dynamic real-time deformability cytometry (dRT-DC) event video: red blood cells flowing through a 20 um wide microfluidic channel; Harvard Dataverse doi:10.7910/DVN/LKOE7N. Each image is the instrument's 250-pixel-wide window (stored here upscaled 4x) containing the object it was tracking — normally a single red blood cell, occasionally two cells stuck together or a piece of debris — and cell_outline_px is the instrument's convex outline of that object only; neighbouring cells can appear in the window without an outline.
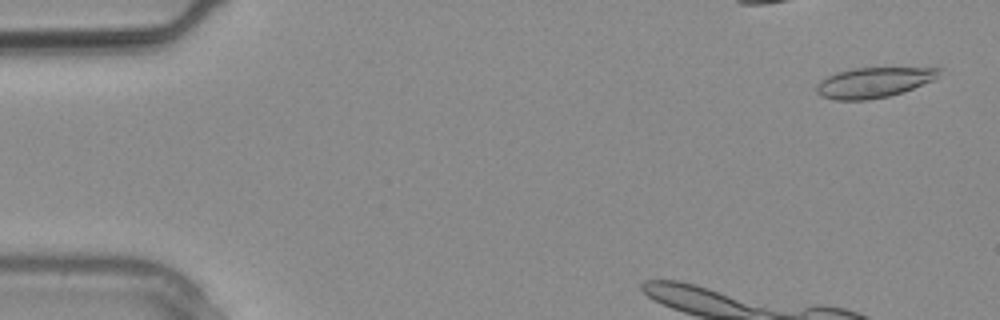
{"species": "common noctule bat (a hibernating species)", "species_latin": "Nyctalus noctula", "temperature_condition": "warm", "stored_images_in_passage": 27, "camera_frame_rate_fps": 3000, "um_per_image_px": 0.085, "animal": {"sex": "male", "body_mass_g": 20.4}, "frame": {"image": 1, "passage_image": 1, "time_ms": 0.0, "image_size_px": [1000, 320], "cell_outline_px": [[944, 68], [932, 80], [904, 92], [888, 96], [868, 100], [836, 100], [820, 96], [816, 92], [816, 84], [820, 80], [836, 72], [856, 68]], "centroid_in_image_um": [74.21, 7.02], "position_along_channel_um": 10.8, "area_um2": 21.5}}